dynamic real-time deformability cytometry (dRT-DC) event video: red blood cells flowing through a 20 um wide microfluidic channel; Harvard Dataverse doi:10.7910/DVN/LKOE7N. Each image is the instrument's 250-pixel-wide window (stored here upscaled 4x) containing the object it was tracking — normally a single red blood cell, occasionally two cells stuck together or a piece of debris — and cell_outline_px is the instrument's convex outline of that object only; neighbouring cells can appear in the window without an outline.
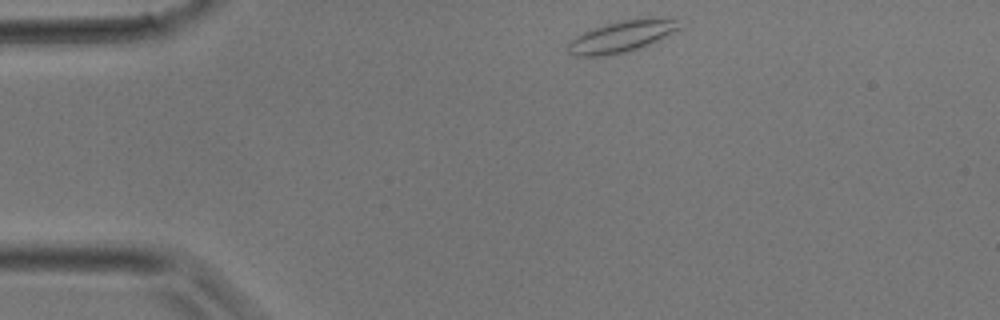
{"species": "common noctule bat (a hibernating species)", "species_latin": "Nyctalus noctula", "temperature_condition": "room temperature", "stored_images_in_passage": 31, "camera_frame_rate_fps": 3000, "um_per_image_px": 0.085, "animal": {"sex": "male", "body_mass_g": 17.9}, "frame": {"image": 1, "passage_image": 1, "time_ms": 0.0, "image_size_px": [1000, 320], "cell_outline_px": [[684, 28], [648, 44], [624, 52], [604, 56], [576, 56], [568, 52], [568, 44], [576, 36], [592, 28], [604, 24], [624, 20], [676, 20]], "centroid_in_image_um": [52.78, 3.13], "position_along_channel_um": 32.2, "area_um2": 19.59}}
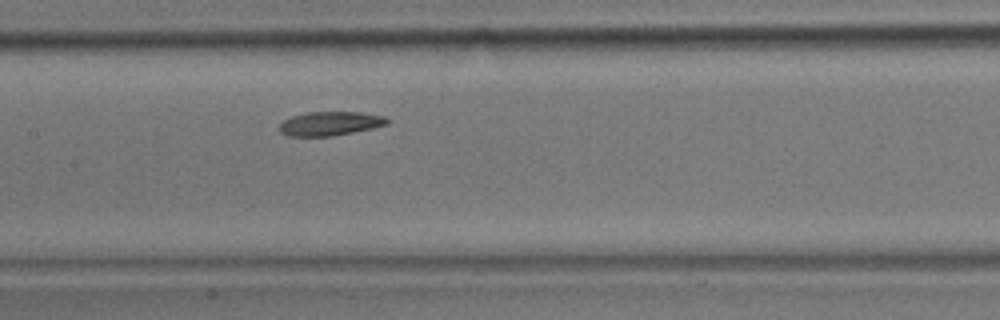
{"frame": {"image": 2, "passage_image": 12, "time_ms": 3.667, "image_size_px": [1000, 320], "cell_outline_px": [[392, 120], [388, 124], [372, 128], [332, 136], [288, 136], [280, 132], [280, 124], [284, 120], [292, 116], [308, 112], [360, 112], [384, 116]], "centroid_in_image_um": [28.08, 10.5], "position_along_channel_um": 179.3, "area_um2": 15.03}}
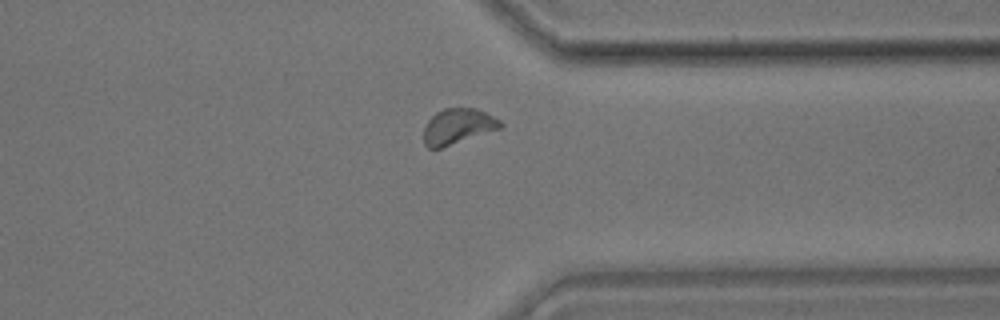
{"frame": {"image": 3, "passage_image": 23, "time_ms": 7.333, "image_size_px": [1000, 320], "cell_outline_px": [[504, 128], [440, 148], [428, 148], [424, 144], [424, 128], [428, 120], [436, 112], [444, 108], [476, 108], [500, 120], [504, 124]], "centroid_in_image_um": [38.94, 10.74], "position_along_channel_um": 372.5, "area_um2": 15.95}}